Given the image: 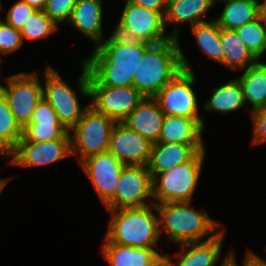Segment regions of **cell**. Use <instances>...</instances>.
<instances>
[{
  "mask_svg": "<svg viewBox=\"0 0 266 266\" xmlns=\"http://www.w3.org/2000/svg\"><path fill=\"white\" fill-rule=\"evenodd\" d=\"M4 8L3 5H2V1L0 0V10ZM1 18V17H0Z\"/></svg>",
  "mask_w": 266,
  "mask_h": 266,
  "instance_id": "46",
  "label": "cell"
},
{
  "mask_svg": "<svg viewBox=\"0 0 266 266\" xmlns=\"http://www.w3.org/2000/svg\"><path fill=\"white\" fill-rule=\"evenodd\" d=\"M12 4L13 5L7 10L5 18L2 19L15 29L20 30L24 22H26L28 17L36 10L22 0H17Z\"/></svg>",
  "mask_w": 266,
  "mask_h": 266,
  "instance_id": "34",
  "label": "cell"
},
{
  "mask_svg": "<svg viewBox=\"0 0 266 266\" xmlns=\"http://www.w3.org/2000/svg\"><path fill=\"white\" fill-rule=\"evenodd\" d=\"M206 149L190 161L173 166L153 177V202H193L203 172ZM193 200V201H192Z\"/></svg>",
  "mask_w": 266,
  "mask_h": 266,
  "instance_id": "6",
  "label": "cell"
},
{
  "mask_svg": "<svg viewBox=\"0 0 266 266\" xmlns=\"http://www.w3.org/2000/svg\"><path fill=\"white\" fill-rule=\"evenodd\" d=\"M2 62H3V60L0 58V77H1V74H2V73H1V72H2V71H1V64H2Z\"/></svg>",
  "mask_w": 266,
  "mask_h": 266,
  "instance_id": "44",
  "label": "cell"
},
{
  "mask_svg": "<svg viewBox=\"0 0 266 266\" xmlns=\"http://www.w3.org/2000/svg\"><path fill=\"white\" fill-rule=\"evenodd\" d=\"M196 83L195 72L184 69L173 80L168 82L154 99L165 115L203 119L205 128L206 119L200 114L199 99L194 88Z\"/></svg>",
  "mask_w": 266,
  "mask_h": 266,
  "instance_id": "9",
  "label": "cell"
},
{
  "mask_svg": "<svg viewBox=\"0 0 266 266\" xmlns=\"http://www.w3.org/2000/svg\"><path fill=\"white\" fill-rule=\"evenodd\" d=\"M24 42L20 30L15 29L7 24L2 17L0 18V58L3 56L11 55L19 51Z\"/></svg>",
  "mask_w": 266,
  "mask_h": 266,
  "instance_id": "32",
  "label": "cell"
},
{
  "mask_svg": "<svg viewBox=\"0 0 266 266\" xmlns=\"http://www.w3.org/2000/svg\"><path fill=\"white\" fill-rule=\"evenodd\" d=\"M36 71L18 72L3 78L0 91L22 127L29 123L36 105L43 98L42 82Z\"/></svg>",
  "mask_w": 266,
  "mask_h": 266,
  "instance_id": "10",
  "label": "cell"
},
{
  "mask_svg": "<svg viewBox=\"0 0 266 266\" xmlns=\"http://www.w3.org/2000/svg\"><path fill=\"white\" fill-rule=\"evenodd\" d=\"M90 106L98 113L123 122L145 98L134 86H89Z\"/></svg>",
  "mask_w": 266,
  "mask_h": 266,
  "instance_id": "13",
  "label": "cell"
},
{
  "mask_svg": "<svg viewBox=\"0 0 266 266\" xmlns=\"http://www.w3.org/2000/svg\"><path fill=\"white\" fill-rule=\"evenodd\" d=\"M261 12L266 17V10H261Z\"/></svg>",
  "mask_w": 266,
  "mask_h": 266,
  "instance_id": "45",
  "label": "cell"
},
{
  "mask_svg": "<svg viewBox=\"0 0 266 266\" xmlns=\"http://www.w3.org/2000/svg\"><path fill=\"white\" fill-rule=\"evenodd\" d=\"M221 44L223 47V66L230 71L246 69L258 60L247 49L236 30L221 28Z\"/></svg>",
  "mask_w": 266,
  "mask_h": 266,
  "instance_id": "26",
  "label": "cell"
},
{
  "mask_svg": "<svg viewBox=\"0 0 266 266\" xmlns=\"http://www.w3.org/2000/svg\"><path fill=\"white\" fill-rule=\"evenodd\" d=\"M215 0H168L164 15V23L172 27L170 35L180 40L181 24H189L190 27L197 23L206 22L205 15L215 6Z\"/></svg>",
  "mask_w": 266,
  "mask_h": 266,
  "instance_id": "17",
  "label": "cell"
},
{
  "mask_svg": "<svg viewBox=\"0 0 266 266\" xmlns=\"http://www.w3.org/2000/svg\"><path fill=\"white\" fill-rule=\"evenodd\" d=\"M105 211L110 218L103 243H116L134 248L159 247L161 238L156 204Z\"/></svg>",
  "mask_w": 266,
  "mask_h": 266,
  "instance_id": "4",
  "label": "cell"
},
{
  "mask_svg": "<svg viewBox=\"0 0 266 266\" xmlns=\"http://www.w3.org/2000/svg\"><path fill=\"white\" fill-rule=\"evenodd\" d=\"M210 95V98L202 104V108L206 112H217L220 115H226L246 107L242 85L237 77L214 87Z\"/></svg>",
  "mask_w": 266,
  "mask_h": 266,
  "instance_id": "24",
  "label": "cell"
},
{
  "mask_svg": "<svg viewBox=\"0 0 266 266\" xmlns=\"http://www.w3.org/2000/svg\"><path fill=\"white\" fill-rule=\"evenodd\" d=\"M23 135V127L14 117L6 98L0 91V156L8 157Z\"/></svg>",
  "mask_w": 266,
  "mask_h": 266,
  "instance_id": "28",
  "label": "cell"
},
{
  "mask_svg": "<svg viewBox=\"0 0 266 266\" xmlns=\"http://www.w3.org/2000/svg\"><path fill=\"white\" fill-rule=\"evenodd\" d=\"M117 122L91 106L69 130L72 157L79 164L89 156L109 151L111 132Z\"/></svg>",
  "mask_w": 266,
  "mask_h": 266,
  "instance_id": "7",
  "label": "cell"
},
{
  "mask_svg": "<svg viewBox=\"0 0 266 266\" xmlns=\"http://www.w3.org/2000/svg\"><path fill=\"white\" fill-rule=\"evenodd\" d=\"M226 233V227H224L210 240L183 243L178 245L180 248L174 254L170 255L168 252L165 254L172 266H217Z\"/></svg>",
  "mask_w": 266,
  "mask_h": 266,
  "instance_id": "16",
  "label": "cell"
},
{
  "mask_svg": "<svg viewBox=\"0 0 266 266\" xmlns=\"http://www.w3.org/2000/svg\"><path fill=\"white\" fill-rule=\"evenodd\" d=\"M180 40L171 38L151 44L133 76V86L144 96L154 98L182 70L193 71Z\"/></svg>",
  "mask_w": 266,
  "mask_h": 266,
  "instance_id": "2",
  "label": "cell"
},
{
  "mask_svg": "<svg viewBox=\"0 0 266 266\" xmlns=\"http://www.w3.org/2000/svg\"><path fill=\"white\" fill-rule=\"evenodd\" d=\"M217 2L223 3V8L214 19L223 29L236 30L262 14L261 0H215V4Z\"/></svg>",
  "mask_w": 266,
  "mask_h": 266,
  "instance_id": "23",
  "label": "cell"
},
{
  "mask_svg": "<svg viewBox=\"0 0 266 266\" xmlns=\"http://www.w3.org/2000/svg\"><path fill=\"white\" fill-rule=\"evenodd\" d=\"M103 4V0H77L67 21L81 35L91 40L94 48L105 39L102 25Z\"/></svg>",
  "mask_w": 266,
  "mask_h": 266,
  "instance_id": "18",
  "label": "cell"
},
{
  "mask_svg": "<svg viewBox=\"0 0 266 266\" xmlns=\"http://www.w3.org/2000/svg\"><path fill=\"white\" fill-rule=\"evenodd\" d=\"M102 254L109 266H152L165 253L159 248H134L116 243H103Z\"/></svg>",
  "mask_w": 266,
  "mask_h": 266,
  "instance_id": "22",
  "label": "cell"
},
{
  "mask_svg": "<svg viewBox=\"0 0 266 266\" xmlns=\"http://www.w3.org/2000/svg\"><path fill=\"white\" fill-rule=\"evenodd\" d=\"M80 165L104 206L115 195L118 180L126 165L110 151L89 156Z\"/></svg>",
  "mask_w": 266,
  "mask_h": 266,
  "instance_id": "14",
  "label": "cell"
},
{
  "mask_svg": "<svg viewBox=\"0 0 266 266\" xmlns=\"http://www.w3.org/2000/svg\"><path fill=\"white\" fill-rule=\"evenodd\" d=\"M72 156L71 139L59 138L47 142L19 141L14 151L3 160L8 166L20 168L43 167Z\"/></svg>",
  "mask_w": 266,
  "mask_h": 266,
  "instance_id": "12",
  "label": "cell"
},
{
  "mask_svg": "<svg viewBox=\"0 0 266 266\" xmlns=\"http://www.w3.org/2000/svg\"><path fill=\"white\" fill-rule=\"evenodd\" d=\"M11 179H13L12 176L10 178L0 177V195L3 193L2 191L6 188Z\"/></svg>",
  "mask_w": 266,
  "mask_h": 266,
  "instance_id": "42",
  "label": "cell"
},
{
  "mask_svg": "<svg viewBox=\"0 0 266 266\" xmlns=\"http://www.w3.org/2000/svg\"><path fill=\"white\" fill-rule=\"evenodd\" d=\"M211 20V21H210ZM206 22L197 23L191 27L195 43L202 54L223 66V47L221 44V27L213 18Z\"/></svg>",
  "mask_w": 266,
  "mask_h": 266,
  "instance_id": "27",
  "label": "cell"
},
{
  "mask_svg": "<svg viewBox=\"0 0 266 266\" xmlns=\"http://www.w3.org/2000/svg\"><path fill=\"white\" fill-rule=\"evenodd\" d=\"M152 266H172L170 259L166 254H164L158 261H156Z\"/></svg>",
  "mask_w": 266,
  "mask_h": 266,
  "instance_id": "41",
  "label": "cell"
},
{
  "mask_svg": "<svg viewBox=\"0 0 266 266\" xmlns=\"http://www.w3.org/2000/svg\"><path fill=\"white\" fill-rule=\"evenodd\" d=\"M60 30L59 26L56 25L44 12L43 10H36L28 20L24 22L23 27L20 29L23 42L27 41H38L47 39L53 34Z\"/></svg>",
  "mask_w": 266,
  "mask_h": 266,
  "instance_id": "30",
  "label": "cell"
},
{
  "mask_svg": "<svg viewBox=\"0 0 266 266\" xmlns=\"http://www.w3.org/2000/svg\"><path fill=\"white\" fill-rule=\"evenodd\" d=\"M28 124H39L40 126H63L59 121L55 110L42 98L36 105Z\"/></svg>",
  "mask_w": 266,
  "mask_h": 266,
  "instance_id": "35",
  "label": "cell"
},
{
  "mask_svg": "<svg viewBox=\"0 0 266 266\" xmlns=\"http://www.w3.org/2000/svg\"><path fill=\"white\" fill-rule=\"evenodd\" d=\"M118 23L113 33L129 40L156 44L167 41L172 36L167 33L164 15L155 10L141 7L125 0Z\"/></svg>",
  "mask_w": 266,
  "mask_h": 266,
  "instance_id": "8",
  "label": "cell"
},
{
  "mask_svg": "<svg viewBox=\"0 0 266 266\" xmlns=\"http://www.w3.org/2000/svg\"><path fill=\"white\" fill-rule=\"evenodd\" d=\"M236 32L253 56L261 60L266 53V17L261 14L237 28Z\"/></svg>",
  "mask_w": 266,
  "mask_h": 266,
  "instance_id": "29",
  "label": "cell"
},
{
  "mask_svg": "<svg viewBox=\"0 0 266 266\" xmlns=\"http://www.w3.org/2000/svg\"><path fill=\"white\" fill-rule=\"evenodd\" d=\"M164 116L157 101L145 97L123 122L151 143H156L161 133Z\"/></svg>",
  "mask_w": 266,
  "mask_h": 266,
  "instance_id": "20",
  "label": "cell"
},
{
  "mask_svg": "<svg viewBox=\"0 0 266 266\" xmlns=\"http://www.w3.org/2000/svg\"><path fill=\"white\" fill-rule=\"evenodd\" d=\"M204 131L203 119L165 115L157 142L206 145L203 140Z\"/></svg>",
  "mask_w": 266,
  "mask_h": 266,
  "instance_id": "21",
  "label": "cell"
},
{
  "mask_svg": "<svg viewBox=\"0 0 266 266\" xmlns=\"http://www.w3.org/2000/svg\"><path fill=\"white\" fill-rule=\"evenodd\" d=\"M252 121V139L251 144L262 145L266 143V107L263 109L255 110L250 114Z\"/></svg>",
  "mask_w": 266,
  "mask_h": 266,
  "instance_id": "36",
  "label": "cell"
},
{
  "mask_svg": "<svg viewBox=\"0 0 266 266\" xmlns=\"http://www.w3.org/2000/svg\"><path fill=\"white\" fill-rule=\"evenodd\" d=\"M77 0H47L43 12L59 27L67 23Z\"/></svg>",
  "mask_w": 266,
  "mask_h": 266,
  "instance_id": "33",
  "label": "cell"
},
{
  "mask_svg": "<svg viewBox=\"0 0 266 266\" xmlns=\"http://www.w3.org/2000/svg\"><path fill=\"white\" fill-rule=\"evenodd\" d=\"M151 147L148 139L131 130L124 122L114 125L109 151L126 166H147Z\"/></svg>",
  "mask_w": 266,
  "mask_h": 266,
  "instance_id": "15",
  "label": "cell"
},
{
  "mask_svg": "<svg viewBox=\"0 0 266 266\" xmlns=\"http://www.w3.org/2000/svg\"><path fill=\"white\" fill-rule=\"evenodd\" d=\"M152 182L153 178L147 166H125L118 180L115 195L104 205V208L117 210L154 203Z\"/></svg>",
  "mask_w": 266,
  "mask_h": 266,
  "instance_id": "11",
  "label": "cell"
},
{
  "mask_svg": "<svg viewBox=\"0 0 266 266\" xmlns=\"http://www.w3.org/2000/svg\"><path fill=\"white\" fill-rule=\"evenodd\" d=\"M79 63L82 67L77 79L78 90L73 89L69 83L64 81L52 65H46L44 73H42L44 79L42 80L44 81L42 82L43 98L55 110L59 121L68 130L78 123L84 112L90 107V103L86 106L80 104L79 96L90 100V90L88 68L82 60Z\"/></svg>",
  "mask_w": 266,
  "mask_h": 266,
  "instance_id": "5",
  "label": "cell"
},
{
  "mask_svg": "<svg viewBox=\"0 0 266 266\" xmlns=\"http://www.w3.org/2000/svg\"><path fill=\"white\" fill-rule=\"evenodd\" d=\"M237 79L243 89L246 106L250 104L249 113L266 107V62L258 60L254 65L241 70Z\"/></svg>",
  "mask_w": 266,
  "mask_h": 266,
  "instance_id": "25",
  "label": "cell"
},
{
  "mask_svg": "<svg viewBox=\"0 0 266 266\" xmlns=\"http://www.w3.org/2000/svg\"><path fill=\"white\" fill-rule=\"evenodd\" d=\"M193 202H164L156 204L159 214V234L165 241L180 245L212 239L223 228L221 221L208 215L204 208L196 209ZM223 226V227H222Z\"/></svg>",
  "mask_w": 266,
  "mask_h": 266,
  "instance_id": "3",
  "label": "cell"
},
{
  "mask_svg": "<svg viewBox=\"0 0 266 266\" xmlns=\"http://www.w3.org/2000/svg\"><path fill=\"white\" fill-rule=\"evenodd\" d=\"M246 253L243 257L244 266H266V259L259 256L256 252L246 249Z\"/></svg>",
  "mask_w": 266,
  "mask_h": 266,
  "instance_id": "38",
  "label": "cell"
},
{
  "mask_svg": "<svg viewBox=\"0 0 266 266\" xmlns=\"http://www.w3.org/2000/svg\"><path fill=\"white\" fill-rule=\"evenodd\" d=\"M59 138H70L69 130L66 127L26 124L23 127L22 138L19 141L47 142Z\"/></svg>",
  "mask_w": 266,
  "mask_h": 266,
  "instance_id": "31",
  "label": "cell"
},
{
  "mask_svg": "<svg viewBox=\"0 0 266 266\" xmlns=\"http://www.w3.org/2000/svg\"><path fill=\"white\" fill-rule=\"evenodd\" d=\"M261 10H266V0H262V2H261Z\"/></svg>",
  "mask_w": 266,
  "mask_h": 266,
  "instance_id": "43",
  "label": "cell"
},
{
  "mask_svg": "<svg viewBox=\"0 0 266 266\" xmlns=\"http://www.w3.org/2000/svg\"><path fill=\"white\" fill-rule=\"evenodd\" d=\"M236 257V253L231 247V249H228L227 253H225L224 258L221 259L222 261L218 266H239ZM242 263V266H244V260Z\"/></svg>",
  "mask_w": 266,
  "mask_h": 266,
  "instance_id": "39",
  "label": "cell"
},
{
  "mask_svg": "<svg viewBox=\"0 0 266 266\" xmlns=\"http://www.w3.org/2000/svg\"><path fill=\"white\" fill-rule=\"evenodd\" d=\"M150 45L111 32L89 57L82 59L88 68L89 86H133L134 73Z\"/></svg>",
  "mask_w": 266,
  "mask_h": 266,
  "instance_id": "1",
  "label": "cell"
},
{
  "mask_svg": "<svg viewBox=\"0 0 266 266\" xmlns=\"http://www.w3.org/2000/svg\"><path fill=\"white\" fill-rule=\"evenodd\" d=\"M205 149V145L152 143L150 159L147 165L148 171L153 178L158 173L169 170L175 165L190 161L198 152Z\"/></svg>",
  "mask_w": 266,
  "mask_h": 266,
  "instance_id": "19",
  "label": "cell"
},
{
  "mask_svg": "<svg viewBox=\"0 0 266 266\" xmlns=\"http://www.w3.org/2000/svg\"><path fill=\"white\" fill-rule=\"evenodd\" d=\"M132 4L161 12L165 15L168 0H127Z\"/></svg>",
  "mask_w": 266,
  "mask_h": 266,
  "instance_id": "37",
  "label": "cell"
},
{
  "mask_svg": "<svg viewBox=\"0 0 266 266\" xmlns=\"http://www.w3.org/2000/svg\"><path fill=\"white\" fill-rule=\"evenodd\" d=\"M28 3L35 10H43L45 8L47 0H22Z\"/></svg>",
  "mask_w": 266,
  "mask_h": 266,
  "instance_id": "40",
  "label": "cell"
}]
</instances>
